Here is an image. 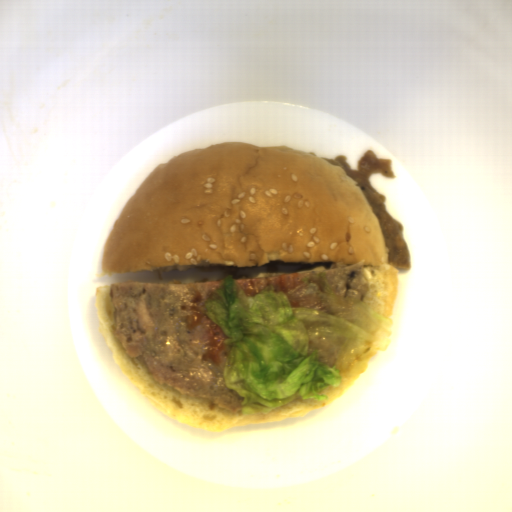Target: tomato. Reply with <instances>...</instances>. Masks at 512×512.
<instances>
[{
	"label": "tomato",
	"instance_id": "obj_2",
	"mask_svg": "<svg viewBox=\"0 0 512 512\" xmlns=\"http://www.w3.org/2000/svg\"><path fill=\"white\" fill-rule=\"evenodd\" d=\"M206 333L209 340L206 343V351L202 355V361L211 359L218 366L221 363L220 355L226 349L225 341L228 339L224 330L218 326L213 320L208 321Z\"/></svg>",
	"mask_w": 512,
	"mask_h": 512
},
{
	"label": "tomato",
	"instance_id": "obj_1",
	"mask_svg": "<svg viewBox=\"0 0 512 512\" xmlns=\"http://www.w3.org/2000/svg\"><path fill=\"white\" fill-rule=\"evenodd\" d=\"M299 278V273H290L274 277H258L248 278L245 283L244 294L247 297H252L257 293H260L269 285L274 286V291H287L294 289Z\"/></svg>",
	"mask_w": 512,
	"mask_h": 512
},
{
	"label": "tomato",
	"instance_id": "obj_3",
	"mask_svg": "<svg viewBox=\"0 0 512 512\" xmlns=\"http://www.w3.org/2000/svg\"><path fill=\"white\" fill-rule=\"evenodd\" d=\"M189 286L193 295L195 296L191 302L192 305L190 307L192 314L186 317L188 330H191L192 328H197L198 325H202V317H205L208 321L212 319L207 317L205 313V307L199 305V303L203 301L202 293L198 290L194 282H191Z\"/></svg>",
	"mask_w": 512,
	"mask_h": 512
}]
</instances>
